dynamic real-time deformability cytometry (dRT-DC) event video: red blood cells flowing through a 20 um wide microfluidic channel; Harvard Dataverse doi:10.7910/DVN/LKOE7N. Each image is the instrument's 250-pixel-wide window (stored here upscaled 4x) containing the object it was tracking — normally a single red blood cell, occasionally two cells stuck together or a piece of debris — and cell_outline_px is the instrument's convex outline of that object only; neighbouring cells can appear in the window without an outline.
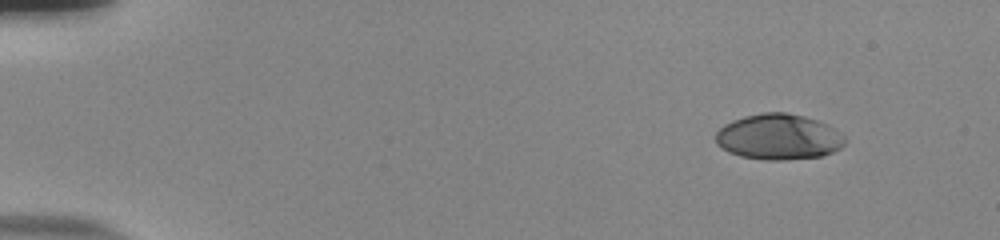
{"species": "human", "species_latin": "Homo sapiens", "temperature_condition": "room temperature", "stored_images_in_passage": 49, "camera_frame_rate_fps": 3000, "um_per_image_px": 0.085, "donor": {"sex": "male"}, "frame": {"image": 1, "passage_image": 1, "time_ms": 0.0, "image_size_px": [1000, 240], "cell_outline_px": [[848, 140], [840, 148], [832, 152], [820, 156], [784, 160], [764, 160], [740, 156], [728, 152], [716, 144], [716, 132], [724, 124], [732, 120], [744, 116], [764, 112], [784, 112], [804, 116], [828, 124], [844, 136]], "centroid_in_image_um": [66.17, 11.63], "position_along_channel_um": 18.8, "area_um2": 34.51}}
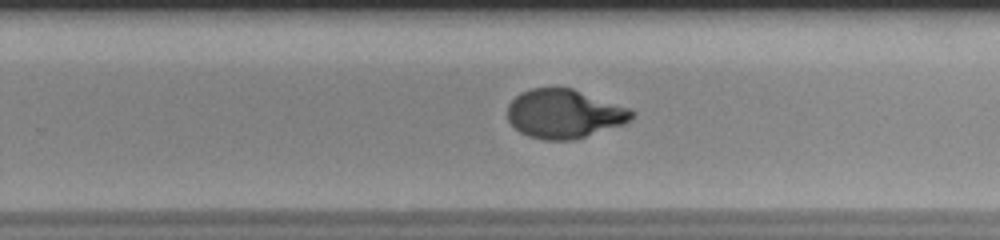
{"frame": {"image": 2, "passage_image": 31, "time_ms": 10.0, "image_size_px": [1000, 240], "cell_outline_px": [[636, 112], [632, 120], [624, 124], [572, 140], [544, 140], [528, 136], [520, 132], [508, 120], [508, 104], [520, 92], [532, 88], [572, 88], [632, 108]], "centroid_in_image_um": [47.99, 9.67], "position_along_channel_um": 281.8, "area_um2": 35.55}}
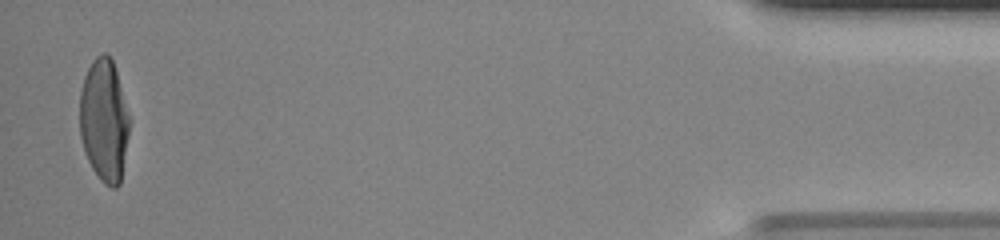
{"frame": {"image": 3, "passage_image": 48, "time_ms": 15.667, "image_size_px": [1000, 240], "cell_outline_px": [[132, 120], [120, 184], [116, 188], [112, 188], [104, 184], [100, 180], [92, 168], [88, 160], [80, 136], [80, 92], [84, 76], [92, 60], [100, 52], [104, 52], [112, 60]], "centroid_in_image_um": [8.87, 10.24], "position_along_channel_um": 426.3, "area_um2": 36.01}, "authors_computed_cell_mechanics": {"area_um2": 35.8938, "velocity_mm_per_s": 3.8931, "shape_relaxation_time_tau1_ms": 4.9236, "shape_relaxation_time_tau2_ms": null, "deformation_change_tau1": 0.2452, "deformation_change_tau2": null}}